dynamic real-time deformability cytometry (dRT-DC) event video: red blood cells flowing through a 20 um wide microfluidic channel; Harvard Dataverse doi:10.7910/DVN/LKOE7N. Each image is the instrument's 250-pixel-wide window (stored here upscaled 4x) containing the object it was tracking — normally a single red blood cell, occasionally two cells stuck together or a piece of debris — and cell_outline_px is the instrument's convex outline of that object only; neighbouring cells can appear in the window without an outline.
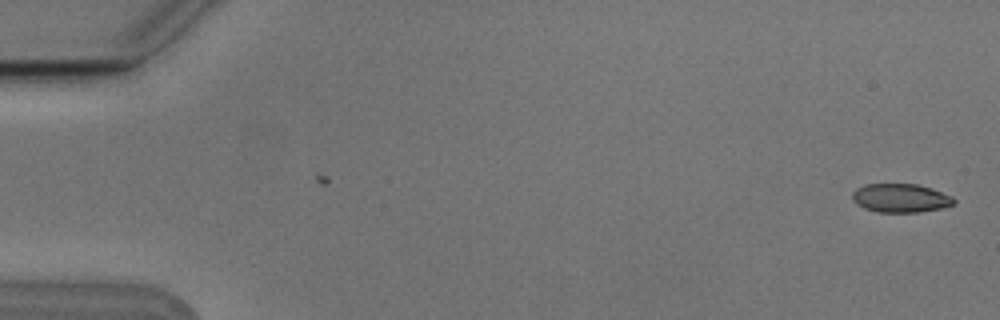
{"species": "Egyptian fruit bat (a non-hibernating species)", "species_latin": "Rousettus aegyptiacus", "temperature_condition": "cold", "stored_images_in_passage": 2, "camera_frame_rate_fps": 3000, "um_per_image_px": 0.085, "animal": {"sex": "male"}, "frame": {"image": 1, "passage_image": 2, "time_ms": 0.333, "image_size_px": [1000, 320], "cell_outline_px": [[956, 200], [952, 204], [940, 208], [920, 212], [876, 212], [864, 208], [856, 204], [852, 200], [852, 192], [856, 188], [864, 184], [916, 184], [932, 188], [952, 196]], "centroid_in_image_um": [76.51, 16.83], "position_along_channel_um": 8.5, "area_um2": 17.05}}